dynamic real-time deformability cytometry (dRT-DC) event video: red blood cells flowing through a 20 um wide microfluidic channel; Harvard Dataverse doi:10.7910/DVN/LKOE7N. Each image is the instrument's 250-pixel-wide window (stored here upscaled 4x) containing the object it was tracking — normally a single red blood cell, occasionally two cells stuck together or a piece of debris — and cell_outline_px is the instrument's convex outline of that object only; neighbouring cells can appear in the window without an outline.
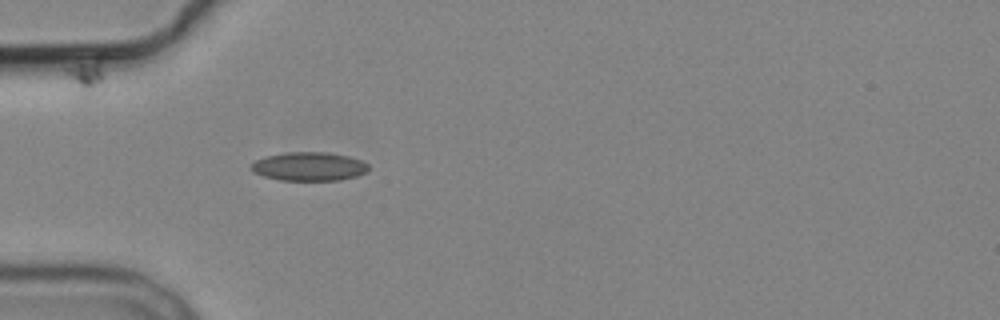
{"species": "common noctule bat (a hibernating species)", "species_latin": "Nyctalus noctula", "temperature_condition": "cold", "stored_images_in_passage": 1, "camera_frame_rate_fps": 3000, "um_per_image_px": 0.085, "animal": {"sex": "male", "body_mass_g": 19.2, "forearm_length_mm": 51.8}, "frame": {"image": 1, "passage_image": 1, "time_ms": 0.0, "image_size_px": [1000, 320], "cell_outline_px": [[368, 172], [356, 176], [340, 180], [280, 180], [264, 176], [252, 172], [248, 168], [256, 160], [264, 156], [288, 152], [324, 152], [348, 156], [360, 160], [368, 164]], "centroid_in_image_um": [26.24, 14.15], "position_along_channel_um": 58.8, "area_um2": 19.65}}